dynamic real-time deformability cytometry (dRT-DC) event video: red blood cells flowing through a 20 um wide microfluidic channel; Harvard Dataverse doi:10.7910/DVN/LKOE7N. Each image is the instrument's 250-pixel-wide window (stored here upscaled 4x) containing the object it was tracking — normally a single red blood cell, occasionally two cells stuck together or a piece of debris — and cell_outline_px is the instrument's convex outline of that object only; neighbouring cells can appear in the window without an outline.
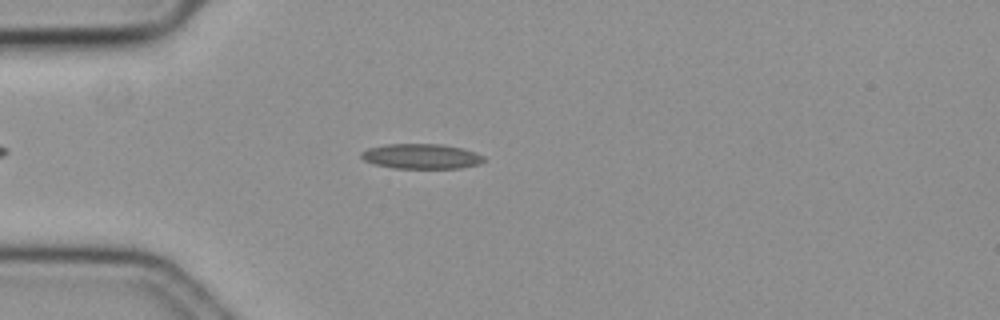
{"species": "common noctule bat (a hibernating species)", "species_latin": "Nyctalus noctula", "temperature_condition": "cold", "stored_images_in_passage": 26, "camera_frame_rate_fps": 3000, "um_per_image_px": 0.085, "animal": {"sex": "female", "body_mass_g": 19.3, "forearm_length_mm": 54.1}, "frame": {"image": 1, "passage_image": 4, "time_ms": 1.0, "image_size_px": [1000, 320], "cell_outline_px": [[484, 160], [480, 164], [460, 168], [392, 168], [376, 164], [364, 160], [360, 156], [360, 152], [368, 148], [384, 144], [440, 144], [460, 148], [476, 152], [484, 156]], "centroid_in_image_um": [35.8, 13.28], "position_along_channel_um": 49.2, "area_um2": 17.86}}
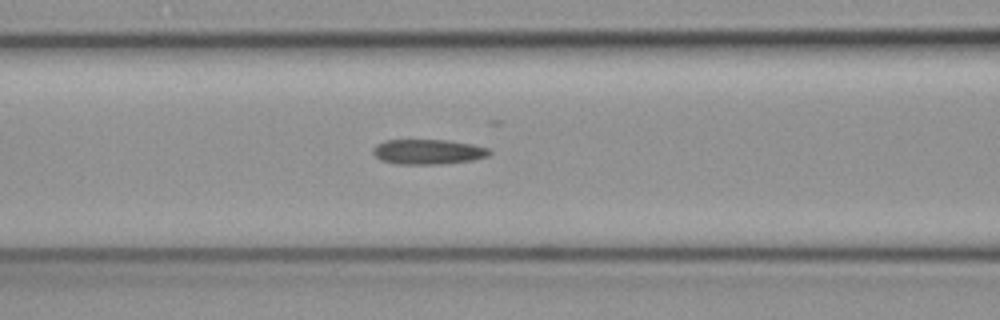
{"frame": {"image": 2, "passage_image": 12, "time_ms": 3.667, "image_size_px": [1000, 320], "cell_outline_px": [[492, 152], [488, 156], [472, 160], [444, 164], [396, 164], [380, 160], [372, 152], [372, 148], [376, 144], [384, 140], [444, 140], [472, 144], [488, 148]], "centroid_in_image_um": [36.36, 12.9], "position_along_channel_um": 130.2, "area_um2": 17.05}}
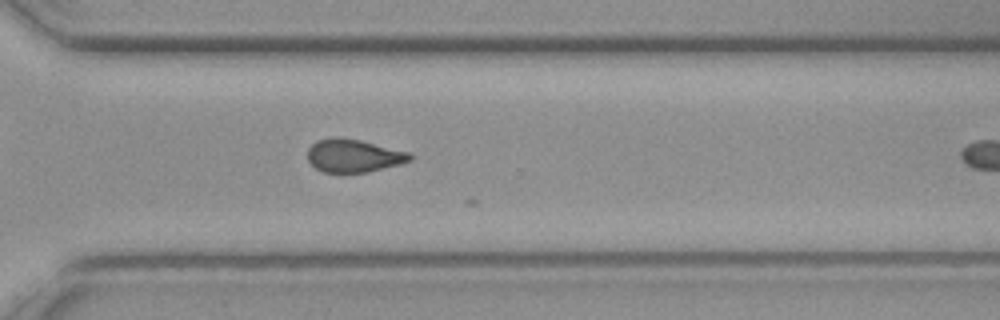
{"frame": {"image": 3, "passage_image": 25, "time_ms": 8.0, "image_size_px": [1000, 320], "cell_outline_px": [[412, 160], [400, 164], [368, 172], [340, 176], [324, 172], [316, 168], [308, 160], [308, 148], [316, 140], [332, 136], [336, 136], [360, 140], [408, 152], [412, 156]], "centroid_in_image_um": [30.01, 13.27], "position_along_channel_um": 340.6, "area_um2": 20.29}}